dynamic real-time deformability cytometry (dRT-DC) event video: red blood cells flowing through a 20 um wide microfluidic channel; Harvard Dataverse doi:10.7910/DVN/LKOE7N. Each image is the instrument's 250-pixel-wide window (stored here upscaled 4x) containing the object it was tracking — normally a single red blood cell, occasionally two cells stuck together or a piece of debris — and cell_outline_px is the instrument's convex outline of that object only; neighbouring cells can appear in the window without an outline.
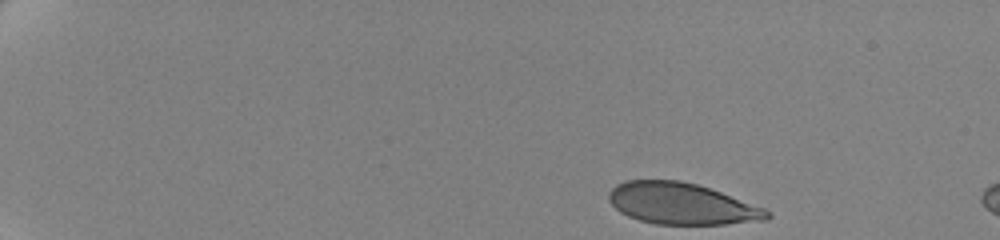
{"species": "human", "species_latin": "Homo sapiens", "temperature_condition": "cold", "stored_images_in_passage": 8, "camera_frame_rate_fps": 3000, "um_per_image_px": 0.085, "donor": {"sex": "female"}, "frame": {"image": 1, "passage_image": 1, "time_ms": 0.0, "image_size_px": [1000, 240], "cell_outline_px": [[772, 216], [768, 220], [724, 224], [656, 224], [640, 220], [628, 216], [620, 212], [608, 200], [608, 192], [616, 184], [628, 180], [680, 180], [696, 184], [720, 192], [764, 208], [772, 212]], "centroid_in_image_um": [57.93, 17.32], "position_along_channel_um": 27.1, "area_um2": 38.09}}